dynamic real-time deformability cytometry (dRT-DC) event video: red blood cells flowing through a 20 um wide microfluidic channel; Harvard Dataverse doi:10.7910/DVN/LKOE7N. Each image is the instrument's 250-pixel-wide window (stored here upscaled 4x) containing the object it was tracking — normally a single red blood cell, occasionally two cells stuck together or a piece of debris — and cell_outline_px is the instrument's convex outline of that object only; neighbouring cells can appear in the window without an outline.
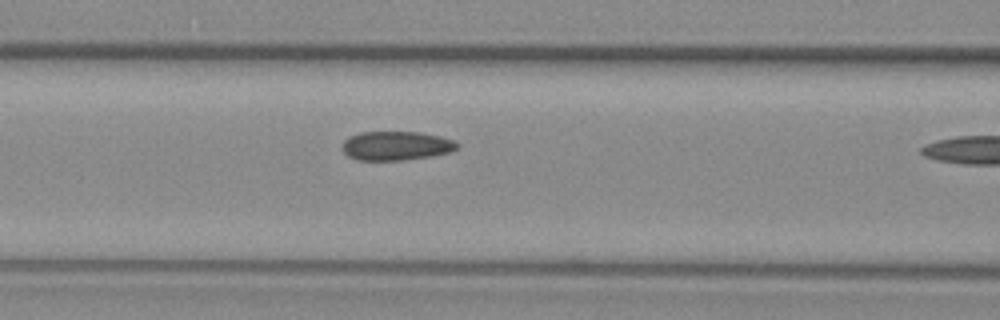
{"species": "common noctule bat (a hibernating species)", "species_latin": "Nyctalus noctula", "temperature_condition": "warm", "stored_images_in_passage": 11, "camera_frame_rate_fps": 3000, "um_per_image_px": 0.085, "animal": {"sex": "female", "body_mass_g": 29.2, "forearm_length_mm": 56.3}, "frame": {"image": 1, "passage_image": 10, "time_ms": 3.0, "image_size_px": [1000, 320], "cell_outline_px": [[460, 144], [452, 152], [432, 156], [404, 160], [356, 160], [348, 156], [340, 148], [344, 140], [348, 136], [360, 132], [420, 132], [440, 136], [456, 140]], "centroid_in_image_um": [33.67, 12.39], "position_along_channel_um": 132.9, "area_um2": 19.77}}